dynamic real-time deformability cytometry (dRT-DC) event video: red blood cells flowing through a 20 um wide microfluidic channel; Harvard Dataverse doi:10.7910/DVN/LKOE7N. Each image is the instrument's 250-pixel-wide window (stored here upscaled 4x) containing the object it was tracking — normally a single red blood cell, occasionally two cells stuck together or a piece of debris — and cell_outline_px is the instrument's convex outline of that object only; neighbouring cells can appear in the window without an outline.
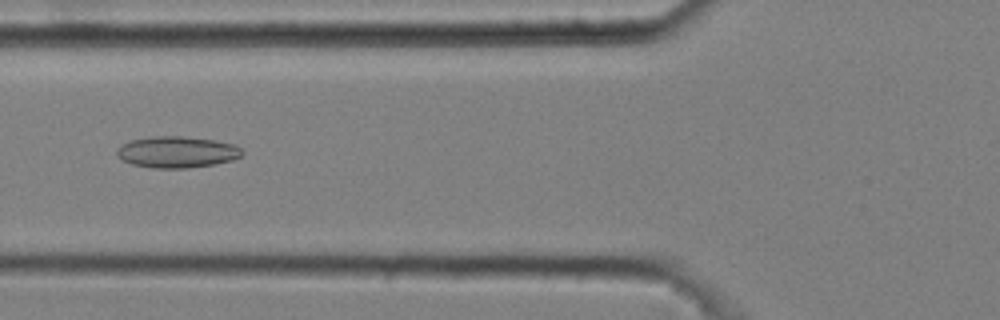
{"species": "common noctule bat (a hibernating species)", "species_latin": "Nyctalus noctula", "temperature_condition": "cold", "stored_images_in_passage": 50, "camera_frame_rate_fps": 3000, "um_per_image_px": 0.085, "animal": {"sex": "male", "body_mass_g": 20.4}, "frame": {"image": 1, "passage_image": 20, "time_ms": 6.333, "image_size_px": [1000, 320], "cell_outline_px": [[244, 152], [240, 156], [232, 160], [212, 164], [188, 168], [152, 168], [132, 164], [116, 156], [116, 148], [120, 144], [132, 140], [152, 136], [184, 136], [216, 140], [232, 144], [240, 148]], "centroid_in_image_um": [15.0, 12.91], "position_along_channel_um": 110.8, "area_um2": 22.95}}
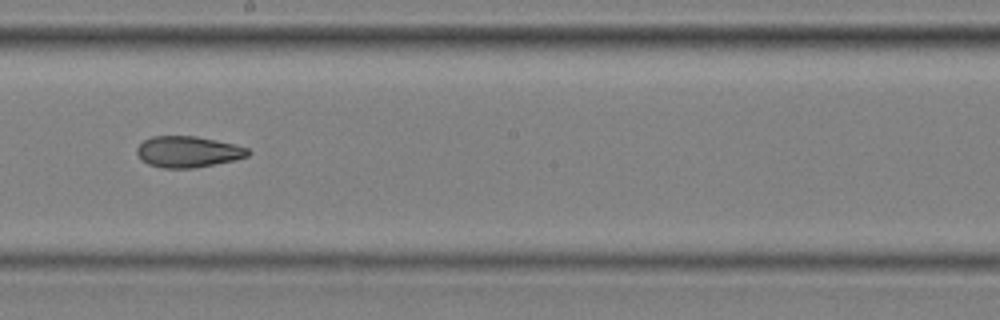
{"frame": {"image": 2, "passage_image": 30, "time_ms": 9.667, "image_size_px": [1000, 320], "cell_outline_px": [[252, 152], [248, 156], [232, 160], [192, 168], [164, 168], [148, 164], [140, 160], [136, 152], [136, 148], [144, 140], [152, 136], [196, 136], [236, 144], [248, 148]], "centroid_in_image_um": [15.96, 12.89], "position_along_channel_um": 232.2, "area_um2": 20.17}}
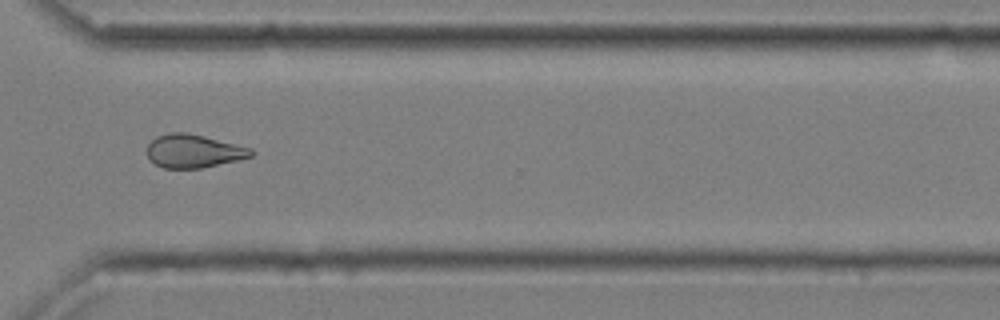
{"frame": {"image": 3, "passage_image": 40, "time_ms": 13.0, "image_size_px": [1000, 320], "cell_outline_px": [[256, 152], [252, 156], [236, 160], [200, 168], [164, 168], [148, 160], [148, 144], [156, 136], [168, 132], [184, 132], [204, 136], [252, 148]], "centroid_in_image_um": [16.44, 12.83], "position_along_channel_um": 354.2, "area_um2": 20.11}, "authors_computed_cell_mechanics": {"area_um2": 21.4727, "velocity_mm_per_s": 3.648, "shape_relaxation_time_tau1_ms": null, "shape_relaxation_time_tau2_ms": 5.9994, "deformation_change_tau1": null, "deformation_change_tau2": 0.1413}}